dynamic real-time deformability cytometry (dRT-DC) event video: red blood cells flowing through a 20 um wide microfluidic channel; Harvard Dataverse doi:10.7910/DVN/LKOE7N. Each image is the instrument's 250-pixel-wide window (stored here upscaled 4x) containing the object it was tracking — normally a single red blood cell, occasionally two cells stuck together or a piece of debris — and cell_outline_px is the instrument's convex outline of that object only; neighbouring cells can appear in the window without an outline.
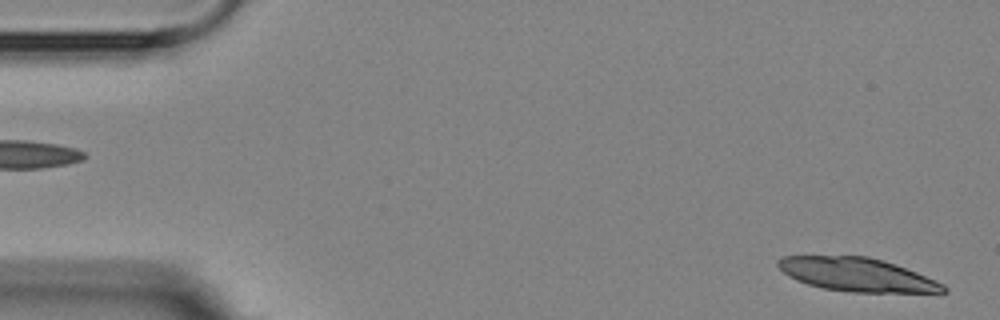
{"species": "Egyptian fruit bat (a non-hibernating species)", "species_latin": "Rousettus aegyptiacus", "temperature_condition": "room temperature", "stored_images_in_passage": 3, "segment_of_instrument_passage": [2, 2], "camera_frame_rate_fps": 3000, "um_per_image_px": 0.085, "animal": {"sex": "female"}, "frame": {"image": 1, "passage_image": 3, "time_ms": 2.333, "image_size_px": [1000, 320], "cell_outline_px": [[948, 292], [848, 292], [820, 288], [796, 280], [788, 276], [776, 264], [776, 260], [784, 256], [868, 256], [884, 260], [896, 264], [936, 280], [944, 284], [948, 288]], "centroid_in_image_um": [72.84, 23.34], "position_along_channel_um": 12.2, "area_um2": 32.37}}